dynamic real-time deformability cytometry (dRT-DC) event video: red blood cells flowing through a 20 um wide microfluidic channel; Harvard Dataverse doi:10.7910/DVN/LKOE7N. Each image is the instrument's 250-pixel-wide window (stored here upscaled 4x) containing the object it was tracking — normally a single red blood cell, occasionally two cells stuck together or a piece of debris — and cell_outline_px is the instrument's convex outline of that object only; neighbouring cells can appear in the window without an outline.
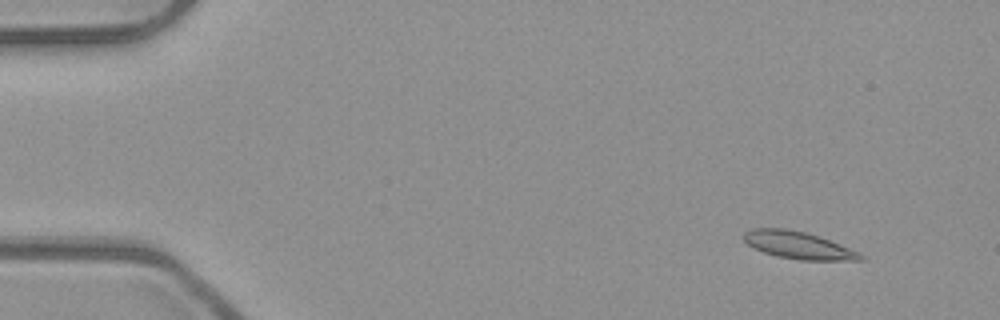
{"species": "common noctule bat (a hibernating species)", "species_latin": "Nyctalus noctula", "temperature_condition": "room temperature", "stored_images_in_passage": 5, "camera_frame_rate_fps": 3000, "um_per_image_px": 0.085, "animal": {"sex": "male", "body_mass_g": 23.1, "forearm_length_mm": 52.7}, "frame": {"image": 1, "passage_image": 2, "time_ms": 0.333, "image_size_px": [1000, 320], "cell_outline_px": [[864, 260], [800, 260], [776, 256], [752, 248], [744, 240], [744, 232], [752, 228], [784, 228], [804, 232], [820, 236], [860, 252], [864, 256]], "centroid_in_image_um": [67.86, 20.84], "position_along_channel_um": 17.1, "area_um2": 18.61}}
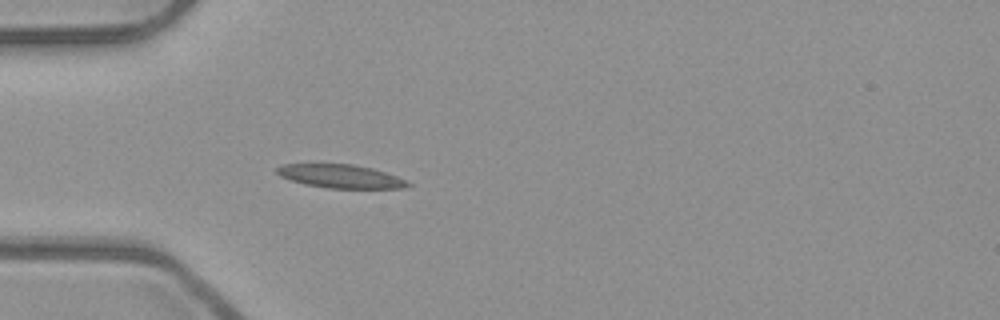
{"frame": {"image": 2, "passage_image": 5, "time_ms": 1.333, "image_size_px": [1000, 320], "cell_outline_px": [[412, 184], [404, 188], [328, 188], [304, 184], [280, 176], [276, 172], [276, 168], [284, 164], [352, 164], [372, 168], [396, 176]], "centroid_in_image_um": [28.93, 14.98], "position_along_channel_um": 56.1, "area_um2": 17.69}}